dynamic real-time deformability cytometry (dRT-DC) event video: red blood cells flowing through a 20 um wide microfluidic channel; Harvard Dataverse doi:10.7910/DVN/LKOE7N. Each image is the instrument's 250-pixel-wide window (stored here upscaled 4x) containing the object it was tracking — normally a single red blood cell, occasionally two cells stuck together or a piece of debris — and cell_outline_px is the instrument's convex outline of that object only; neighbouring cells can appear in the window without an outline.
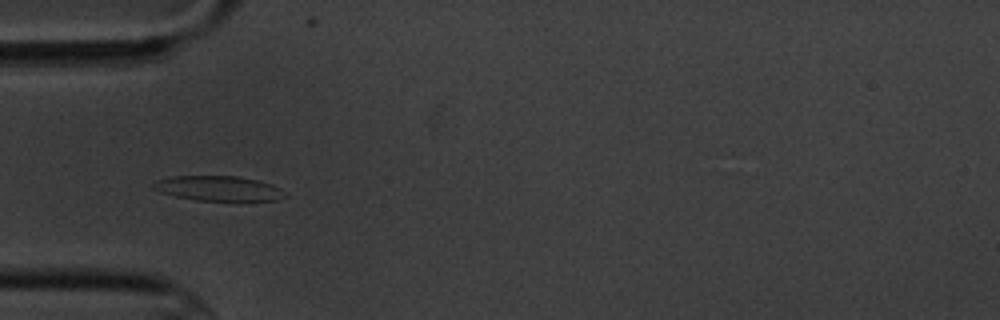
{"species": "common noctule bat (a hibernating species)", "species_latin": "Nyctalus noctula", "temperature_condition": "cold", "stored_images_in_passage": 16, "camera_frame_rate_fps": 3000, "um_per_image_px": 0.085, "animal": {"sex": "male", "body_mass_g": 20.1, "forearm_length_mm": 53.5}, "frame": {"image": 1, "passage_image": 5, "time_ms": 4.667, "image_size_px": [1000, 320], "cell_outline_px": [[288, 196], [276, 200], [236, 204], [196, 200], [176, 196], [160, 192], [152, 188], [152, 184], [156, 180], [172, 176], [236, 176], [256, 180], [272, 184], [288, 192]], "centroid_in_image_um": [18.67, 16.07], "position_along_channel_um": 66.3, "area_um2": 20.23}}
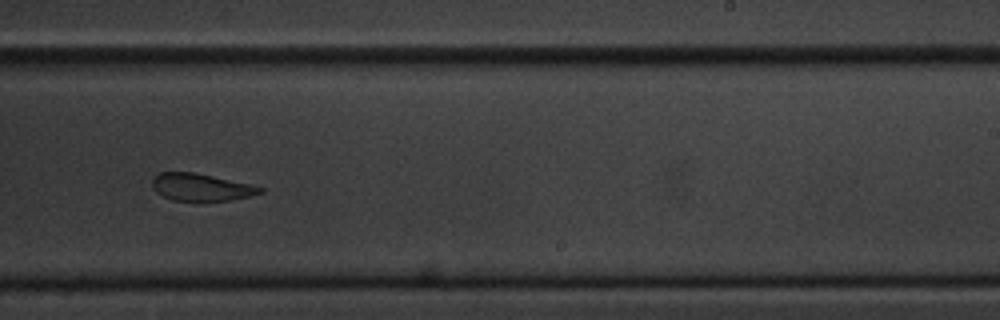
{"frame": {"image": 2, "passage_image": 10, "time_ms": 10.667, "image_size_px": [1000, 320], "cell_outline_px": [[264, 192], [252, 196], [232, 200], [172, 200], [156, 192], [152, 188], [152, 176], [160, 172], [196, 172], [252, 184], [264, 188]], "centroid_in_image_um": [17.11, 15.89], "position_along_channel_um": 271.9, "area_um2": 17.34}}
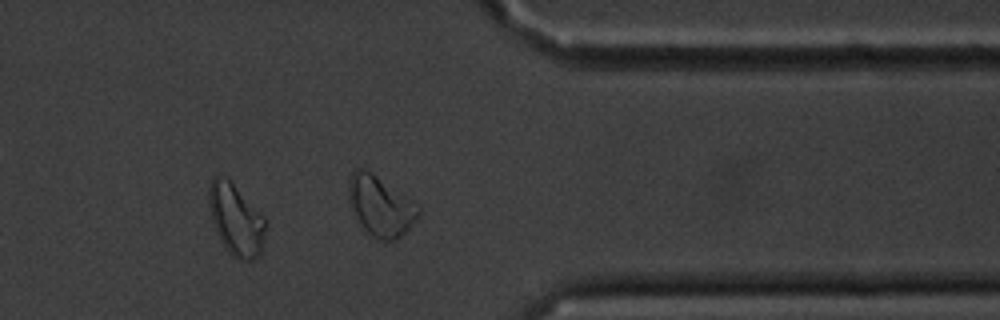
{"frame": {"image": 3, "passage_image": 13, "time_ms": 14.0, "image_size_px": [1000, 320], "cell_outline_px": [[268, 220], [260, 256], [252, 260], [236, 260], [228, 252], [220, 240], [212, 220], [208, 204], [208, 188], [212, 176], [224, 176]], "centroid_in_image_um": [20.06, 18.71], "position_along_channel_um": 391.3, "area_um2": 23.7}}